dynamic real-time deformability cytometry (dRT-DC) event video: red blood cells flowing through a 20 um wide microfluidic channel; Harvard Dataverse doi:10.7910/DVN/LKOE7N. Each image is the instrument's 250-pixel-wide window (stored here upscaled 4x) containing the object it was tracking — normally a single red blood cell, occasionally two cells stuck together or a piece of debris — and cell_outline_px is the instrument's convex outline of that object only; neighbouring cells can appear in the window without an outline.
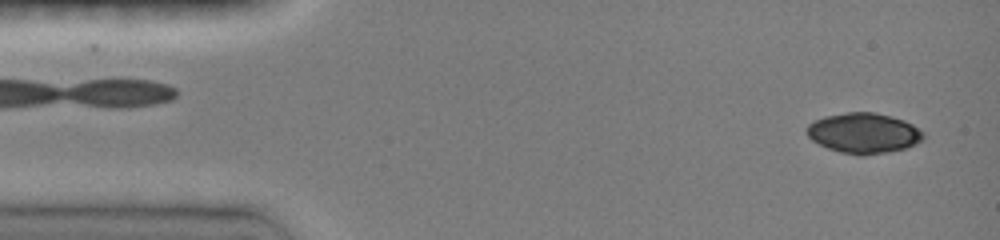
{"species": "common noctule bat (a hibernating species)", "species_latin": "Nyctalus noctula", "temperature_condition": "room temperature", "stored_images_in_passage": 6, "camera_frame_rate_fps": 3000, "um_per_image_px": 0.085, "animal": {"sex": "female", "body_mass_g": 19.0, "forearm_length_mm": 51.5}, "frame": {"image": 1, "passage_image": 1, "time_ms": 0.0, "image_size_px": [1000, 240], "cell_outline_px": [[924, 140], [916, 144], [904, 148], [888, 152], [864, 156], [860, 156], [840, 152], [828, 148], [812, 140], [808, 136], [808, 124], [824, 116], [848, 112], [876, 112], [892, 116], [904, 120], [912, 124], [924, 132]], "centroid_in_image_um": [73.45, 11.31], "position_along_channel_um": 11.5, "area_um2": 27.46}}
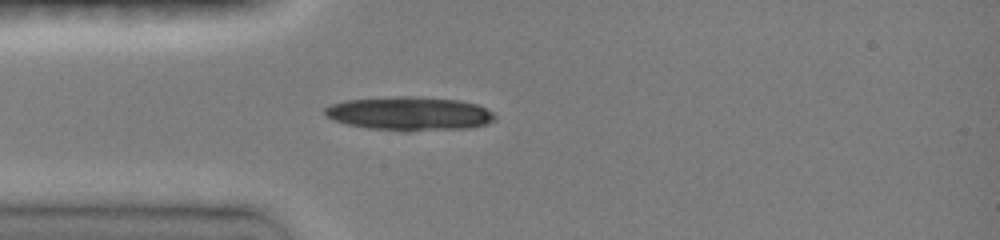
{"frame": {"image": 2, "passage_image": 6, "time_ms": 3.333, "image_size_px": [1000, 240], "cell_outline_px": [[496, 116], [488, 124], [472, 128], [408, 132], [404, 132], [368, 128], [348, 124], [324, 116], [324, 108], [332, 104], [348, 100], [396, 96], [408, 96], [460, 100], [476, 104], [492, 112]], "centroid_in_image_um": [34.82, 9.67], "position_along_channel_um": 50.2, "area_um2": 33.64}}